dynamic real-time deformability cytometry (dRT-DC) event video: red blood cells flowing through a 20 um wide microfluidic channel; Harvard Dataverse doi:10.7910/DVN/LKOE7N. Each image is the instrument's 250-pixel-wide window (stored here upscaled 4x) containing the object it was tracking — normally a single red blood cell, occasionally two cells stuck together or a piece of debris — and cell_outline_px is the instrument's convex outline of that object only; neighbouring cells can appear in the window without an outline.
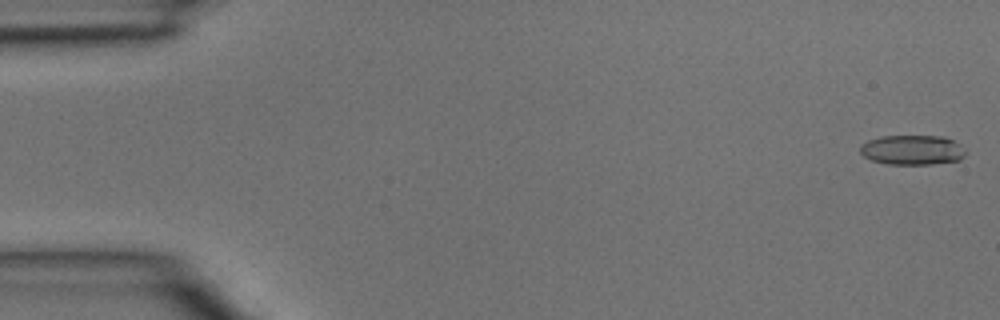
{"species": "common noctule bat (a hibernating species)", "species_latin": "Nyctalus noctula", "temperature_condition": "room temperature", "stored_images_in_passage": 2, "segment_of_instrument_passage": [2, 2], "camera_frame_rate_fps": 3000, "um_per_image_px": 0.085, "animal": {"sex": "male", "body_mass_g": 15.6}, "frame": {"image": 1, "passage_image": 2, "time_ms": 0.333, "image_size_px": [1000, 320], "cell_outline_px": [[964, 156], [960, 160], [932, 164], [888, 164], [872, 160], [864, 156], [860, 152], [860, 144], [868, 140], [880, 136], [944, 136], [952, 140], [964, 152]], "centroid_in_image_um": [77.48, 12.74], "position_along_channel_um": 7.5, "area_um2": 18.09}}